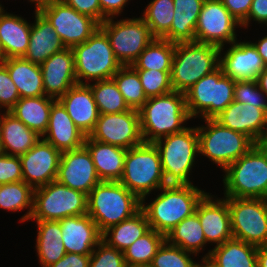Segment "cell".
Returning <instances> with one entry per match:
<instances>
[{
  "label": "cell",
  "instance_id": "cell-4",
  "mask_svg": "<svg viewBox=\"0 0 267 267\" xmlns=\"http://www.w3.org/2000/svg\"><path fill=\"white\" fill-rule=\"evenodd\" d=\"M224 173L225 197L267 199V150L258 144Z\"/></svg>",
  "mask_w": 267,
  "mask_h": 267
},
{
  "label": "cell",
  "instance_id": "cell-3",
  "mask_svg": "<svg viewBox=\"0 0 267 267\" xmlns=\"http://www.w3.org/2000/svg\"><path fill=\"white\" fill-rule=\"evenodd\" d=\"M141 209V200L119 181H100L87 196V214L101 233Z\"/></svg>",
  "mask_w": 267,
  "mask_h": 267
},
{
  "label": "cell",
  "instance_id": "cell-9",
  "mask_svg": "<svg viewBox=\"0 0 267 267\" xmlns=\"http://www.w3.org/2000/svg\"><path fill=\"white\" fill-rule=\"evenodd\" d=\"M235 80L223 74L219 67L202 77L185 92L186 107L192 118L214 119L234 101Z\"/></svg>",
  "mask_w": 267,
  "mask_h": 267
},
{
  "label": "cell",
  "instance_id": "cell-18",
  "mask_svg": "<svg viewBox=\"0 0 267 267\" xmlns=\"http://www.w3.org/2000/svg\"><path fill=\"white\" fill-rule=\"evenodd\" d=\"M56 181L87 196L101 181L85 146L61 154Z\"/></svg>",
  "mask_w": 267,
  "mask_h": 267
},
{
  "label": "cell",
  "instance_id": "cell-24",
  "mask_svg": "<svg viewBox=\"0 0 267 267\" xmlns=\"http://www.w3.org/2000/svg\"><path fill=\"white\" fill-rule=\"evenodd\" d=\"M41 138L63 153L83 147L86 135L74 124L62 103L56 100L50 109L47 130Z\"/></svg>",
  "mask_w": 267,
  "mask_h": 267
},
{
  "label": "cell",
  "instance_id": "cell-5",
  "mask_svg": "<svg viewBox=\"0 0 267 267\" xmlns=\"http://www.w3.org/2000/svg\"><path fill=\"white\" fill-rule=\"evenodd\" d=\"M119 182L135 194L141 203H145L146 196L152 190L167 185L160 154L154 143L143 142L127 150Z\"/></svg>",
  "mask_w": 267,
  "mask_h": 267
},
{
  "label": "cell",
  "instance_id": "cell-31",
  "mask_svg": "<svg viewBox=\"0 0 267 267\" xmlns=\"http://www.w3.org/2000/svg\"><path fill=\"white\" fill-rule=\"evenodd\" d=\"M257 248L232 238L209 250L204 258L216 267H257Z\"/></svg>",
  "mask_w": 267,
  "mask_h": 267
},
{
  "label": "cell",
  "instance_id": "cell-34",
  "mask_svg": "<svg viewBox=\"0 0 267 267\" xmlns=\"http://www.w3.org/2000/svg\"><path fill=\"white\" fill-rule=\"evenodd\" d=\"M37 224L36 251L42 267L56 263L65 254L60 221L35 220Z\"/></svg>",
  "mask_w": 267,
  "mask_h": 267
},
{
  "label": "cell",
  "instance_id": "cell-55",
  "mask_svg": "<svg viewBox=\"0 0 267 267\" xmlns=\"http://www.w3.org/2000/svg\"><path fill=\"white\" fill-rule=\"evenodd\" d=\"M257 267H267V245L257 248Z\"/></svg>",
  "mask_w": 267,
  "mask_h": 267
},
{
  "label": "cell",
  "instance_id": "cell-2",
  "mask_svg": "<svg viewBox=\"0 0 267 267\" xmlns=\"http://www.w3.org/2000/svg\"><path fill=\"white\" fill-rule=\"evenodd\" d=\"M138 112L142 137L147 143L183 131L186 128L184 123L191 119L185 94L176 91L148 98Z\"/></svg>",
  "mask_w": 267,
  "mask_h": 267
},
{
  "label": "cell",
  "instance_id": "cell-43",
  "mask_svg": "<svg viewBox=\"0 0 267 267\" xmlns=\"http://www.w3.org/2000/svg\"><path fill=\"white\" fill-rule=\"evenodd\" d=\"M194 254L189 251H185L179 246L172 245L166 240L160 246L155 256L152 259L150 267H198L199 263H196L190 257Z\"/></svg>",
  "mask_w": 267,
  "mask_h": 267
},
{
  "label": "cell",
  "instance_id": "cell-58",
  "mask_svg": "<svg viewBox=\"0 0 267 267\" xmlns=\"http://www.w3.org/2000/svg\"><path fill=\"white\" fill-rule=\"evenodd\" d=\"M260 147L264 148L267 150V122H266V127L264 130V133L261 137V139L257 143Z\"/></svg>",
  "mask_w": 267,
  "mask_h": 267
},
{
  "label": "cell",
  "instance_id": "cell-29",
  "mask_svg": "<svg viewBox=\"0 0 267 267\" xmlns=\"http://www.w3.org/2000/svg\"><path fill=\"white\" fill-rule=\"evenodd\" d=\"M2 63L17 87L20 98L45 96L40 65L23 57L6 58Z\"/></svg>",
  "mask_w": 267,
  "mask_h": 267
},
{
  "label": "cell",
  "instance_id": "cell-41",
  "mask_svg": "<svg viewBox=\"0 0 267 267\" xmlns=\"http://www.w3.org/2000/svg\"><path fill=\"white\" fill-rule=\"evenodd\" d=\"M92 91L100 114H113L130 110L113 79L87 84Z\"/></svg>",
  "mask_w": 267,
  "mask_h": 267
},
{
  "label": "cell",
  "instance_id": "cell-62",
  "mask_svg": "<svg viewBox=\"0 0 267 267\" xmlns=\"http://www.w3.org/2000/svg\"><path fill=\"white\" fill-rule=\"evenodd\" d=\"M3 153L2 147H1V140H0V154Z\"/></svg>",
  "mask_w": 267,
  "mask_h": 267
},
{
  "label": "cell",
  "instance_id": "cell-1",
  "mask_svg": "<svg viewBox=\"0 0 267 267\" xmlns=\"http://www.w3.org/2000/svg\"><path fill=\"white\" fill-rule=\"evenodd\" d=\"M147 206L141 203L150 228L168 234L178 223L192 216L198 203L207 193L192 185H166Z\"/></svg>",
  "mask_w": 267,
  "mask_h": 267
},
{
  "label": "cell",
  "instance_id": "cell-45",
  "mask_svg": "<svg viewBox=\"0 0 267 267\" xmlns=\"http://www.w3.org/2000/svg\"><path fill=\"white\" fill-rule=\"evenodd\" d=\"M98 248V249H96ZM90 255L89 267H125L123 251L109 246L101 240Z\"/></svg>",
  "mask_w": 267,
  "mask_h": 267
},
{
  "label": "cell",
  "instance_id": "cell-63",
  "mask_svg": "<svg viewBox=\"0 0 267 267\" xmlns=\"http://www.w3.org/2000/svg\"><path fill=\"white\" fill-rule=\"evenodd\" d=\"M4 9V7H2V5L0 4V12Z\"/></svg>",
  "mask_w": 267,
  "mask_h": 267
},
{
  "label": "cell",
  "instance_id": "cell-25",
  "mask_svg": "<svg viewBox=\"0 0 267 267\" xmlns=\"http://www.w3.org/2000/svg\"><path fill=\"white\" fill-rule=\"evenodd\" d=\"M58 100L66 108L74 124L89 136L100 115L91 88L87 84H76Z\"/></svg>",
  "mask_w": 267,
  "mask_h": 267
},
{
  "label": "cell",
  "instance_id": "cell-10",
  "mask_svg": "<svg viewBox=\"0 0 267 267\" xmlns=\"http://www.w3.org/2000/svg\"><path fill=\"white\" fill-rule=\"evenodd\" d=\"M197 126L199 155L202 154L225 170L245 155L255 143L246 135L221 125L215 119H205Z\"/></svg>",
  "mask_w": 267,
  "mask_h": 267
},
{
  "label": "cell",
  "instance_id": "cell-42",
  "mask_svg": "<svg viewBox=\"0 0 267 267\" xmlns=\"http://www.w3.org/2000/svg\"><path fill=\"white\" fill-rule=\"evenodd\" d=\"M130 109L139 110L147 101L139 75L131 66H122L112 77Z\"/></svg>",
  "mask_w": 267,
  "mask_h": 267
},
{
  "label": "cell",
  "instance_id": "cell-33",
  "mask_svg": "<svg viewBox=\"0 0 267 267\" xmlns=\"http://www.w3.org/2000/svg\"><path fill=\"white\" fill-rule=\"evenodd\" d=\"M174 15L170 28L171 43L195 42V28L204 0H173Z\"/></svg>",
  "mask_w": 267,
  "mask_h": 267
},
{
  "label": "cell",
  "instance_id": "cell-51",
  "mask_svg": "<svg viewBox=\"0 0 267 267\" xmlns=\"http://www.w3.org/2000/svg\"><path fill=\"white\" fill-rule=\"evenodd\" d=\"M251 19L261 24L267 23V0H253L248 16L241 26L247 28Z\"/></svg>",
  "mask_w": 267,
  "mask_h": 267
},
{
  "label": "cell",
  "instance_id": "cell-30",
  "mask_svg": "<svg viewBox=\"0 0 267 267\" xmlns=\"http://www.w3.org/2000/svg\"><path fill=\"white\" fill-rule=\"evenodd\" d=\"M31 24L20 16L0 12V42L5 58L23 57L27 52Z\"/></svg>",
  "mask_w": 267,
  "mask_h": 267
},
{
  "label": "cell",
  "instance_id": "cell-22",
  "mask_svg": "<svg viewBox=\"0 0 267 267\" xmlns=\"http://www.w3.org/2000/svg\"><path fill=\"white\" fill-rule=\"evenodd\" d=\"M214 119L221 125L248 136L257 144L266 127L267 109L233 101Z\"/></svg>",
  "mask_w": 267,
  "mask_h": 267
},
{
  "label": "cell",
  "instance_id": "cell-8",
  "mask_svg": "<svg viewBox=\"0 0 267 267\" xmlns=\"http://www.w3.org/2000/svg\"><path fill=\"white\" fill-rule=\"evenodd\" d=\"M72 49L78 84L112 79L122 67L111 48L109 37L100 27L85 42Z\"/></svg>",
  "mask_w": 267,
  "mask_h": 267
},
{
  "label": "cell",
  "instance_id": "cell-35",
  "mask_svg": "<svg viewBox=\"0 0 267 267\" xmlns=\"http://www.w3.org/2000/svg\"><path fill=\"white\" fill-rule=\"evenodd\" d=\"M150 229L147 217L140 209L130 218L105 230L102 233V240L109 246L124 251Z\"/></svg>",
  "mask_w": 267,
  "mask_h": 267
},
{
  "label": "cell",
  "instance_id": "cell-17",
  "mask_svg": "<svg viewBox=\"0 0 267 267\" xmlns=\"http://www.w3.org/2000/svg\"><path fill=\"white\" fill-rule=\"evenodd\" d=\"M61 152L43 138L20 155L23 181L33 189L56 181Z\"/></svg>",
  "mask_w": 267,
  "mask_h": 267
},
{
  "label": "cell",
  "instance_id": "cell-11",
  "mask_svg": "<svg viewBox=\"0 0 267 267\" xmlns=\"http://www.w3.org/2000/svg\"><path fill=\"white\" fill-rule=\"evenodd\" d=\"M87 214V195L57 181L34 189L29 220L59 221Z\"/></svg>",
  "mask_w": 267,
  "mask_h": 267
},
{
  "label": "cell",
  "instance_id": "cell-26",
  "mask_svg": "<svg viewBox=\"0 0 267 267\" xmlns=\"http://www.w3.org/2000/svg\"><path fill=\"white\" fill-rule=\"evenodd\" d=\"M59 35L52 24L39 12L35 10V22L31 24L29 45L23 56L31 63L41 65L54 53L63 50Z\"/></svg>",
  "mask_w": 267,
  "mask_h": 267
},
{
  "label": "cell",
  "instance_id": "cell-54",
  "mask_svg": "<svg viewBox=\"0 0 267 267\" xmlns=\"http://www.w3.org/2000/svg\"><path fill=\"white\" fill-rule=\"evenodd\" d=\"M253 44L258 50V53L262 57L263 63L267 68V35Z\"/></svg>",
  "mask_w": 267,
  "mask_h": 267
},
{
  "label": "cell",
  "instance_id": "cell-19",
  "mask_svg": "<svg viewBox=\"0 0 267 267\" xmlns=\"http://www.w3.org/2000/svg\"><path fill=\"white\" fill-rule=\"evenodd\" d=\"M230 48L223 53L220 49V64L223 74L235 81L257 80L265 69L262 57L252 42H237L230 44Z\"/></svg>",
  "mask_w": 267,
  "mask_h": 267
},
{
  "label": "cell",
  "instance_id": "cell-46",
  "mask_svg": "<svg viewBox=\"0 0 267 267\" xmlns=\"http://www.w3.org/2000/svg\"><path fill=\"white\" fill-rule=\"evenodd\" d=\"M266 95L261 91L257 80L236 81L234 86V101L255 105L267 109Z\"/></svg>",
  "mask_w": 267,
  "mask_h": 267
},
{
  "label": "cell",
  "instance_id": "cell-61",
  "mask_svg": "<svg viewBox=\"0 0 267 267\" xmlns=\"http://www.w3.org/2000/svg\"><path fill=\"white\" fill-rule=\"evenodd\" d=\"M125 267H150V266H131V265H126Z\"/></svg>",
  "mask_w": 267,
  "mask_h": 267
},
{
  "label": "cell",
  "instance_id": "cell-44",
  "mask_svg": "<svg viewBox=\"0 0 267 267\" xmlns=\"http://www.w3.org/2000/svg\"><path fill=\"white\" fill-rule=\"evenodd\" d=\"M144 93L148 98L162 96L173 90L171 84V71L136 70Z\"/></svg>",
  "mask_w": 267,
  "mask_h": 267
},
{
  "label": "cell",
  "instance_id": "cell-15",
  "mask_svg": "<svg viewBox=\"0 0 267 267\" xmlns=\"http://www.w3.org/2000/svg\"><path fill=\"white\" fill-rule=\"evenodd\" d=\"M238 25L241 26L221 0H204L195 28V42L224 48L226 43L236 41Z\"/></svg>",
  "mask_w": 267,
  "mask_h": 267
},
{
  "label": "cell",
  "instance_id": "cell-57",
  "mask_svg": "<svg viewBox=\"0 0 267 267\" xmlns=\"http://www.w3.org/2000/svg\"><path fill=\"white\" fill-rule=\"evenodd\" d=\"M30 2H34L35 4V10L38 11L40 8L47 6L49 4L54 3L55 1H59V0H29Z\"/></svg>",
  "mask_w": 267,
  "mask_h": 267
},
{
  "label": "cell",
  "instance_id": "cell-39",
  "mask_svg": "<svg viewBox=\"0 0 267 267\" xmlns=\"http://www.w3.org/2000/svg\"><path fill=\"white\" fill-rule=\"evenodd\" d=\"M141 18L150 26L155 38L170 41V28L173 22L174 1L152 0Z\"/></svg>",
  "mask_w": 267,
  "mask_h": 267
},
{
  "label": "cell",
  "instance_id": "cell-14",
  "mask_svg": "<svg viewBox=\"0 0 267 267\" xmlns=\"http://www.w3.org/2000/svg\"><path fill=\"white\" fill-rule=\"evenodd\" d=\"M38 11L52 24L65 48L85 42L100 27L95 19L77 12L63 0Z\"/></svg>",
  "mask_w": 267,
  "mask_h": 267
},
{
  "label": "cell",
  "instance_id": "cell-50",
  "mask_svg": "<svg viewBox=\"0 0 267 267\" xmlns=\"http://www.w3.org/2000/svg\"><path fill=\"white\" fill-rule=\"evenodd\" d=\"M223 5L228 9L230 14L242 24L249 13L253 0H221Z\"/></svg>",
  "mask_w": 267,
  "mask_h": 267
},
{
  "label": "cell",
  "instance_id": "cell-16",
  "mask_svg": "<svg viewBox=\"0 0 267 267\" xmlns=\"http://www.w3.org/2000/svg\"><path fill=\"white\" fill-rule=\"evenodd\" d=\"M93 140L128 150L144 142L139 112L130 109L113 114H100L94 130L89 134Z\"/></svg>",
  "mask_w": 267,
  "mask_h": 267
},
{
  "label": "cell",
  "instance_id": "cell-36",
  "mask_svg": "<svg viewBox=\"0 0 267 267\" xmlns=\"http://www.w3.org/2000/svg\"><path fill=\"white\" fill-rule=\"evenodd\" d=\"M168 243L179 246L185 251L194 253V256L206 245V238L202 225L196 213L178 223L165 236Z\"/></svg>",
  "mask_w": 267,
  "mask_h": 267
},
{
  "label": "cell",
  "instance_id": "cell-48",
  "mask_svg": "<svg viewBox=\"0 0 267 267\" xmlns=\"http://www.w3.org/2000/svg\"><path fill=\"white\" fill-rule=\"evenodd\" d=\"M23 181L19 156L0 154V185Z\"/></svg>",
  "mask_w": 267,
  "mask_h": 267
},
{
  "label": "cell",
  "instance_id": "cell-38",
  "mask_svg": "<svg viewBox=\"0 0 267 267\" xmlns=\"http://www.w3.org/2000/svg\"><path fill=\"white\" fill-rule=\"evenodd\" d=\"M34 189L24 181L0 185V208L8 211H21L28 208L21 222L28 221L33 211Z\"/></svg>",
  "mask_w": 267,
  "mask_h": 267
},
{
  "label": "cell",
  "instance_id": "cell-49",
  "mask_svg": "<svg viewBox=\"0 0 267 267\" xmlns=\"http://www.w3.org/2000/svg\"><path fill=\"white\" fill-rule=\"evenodd\" d=\"M77 12L90 16L99 24L102 23V12L99 0H63Z\"/></svg>",
  "mask_w": 267,
  "mask_h": 267
},
{
  "label": "cell",
  "instance_id": "cell-27",
  "mask_svg": "<svg viewBox=\"0 0 267 267\" xmlns=\"http://www.w3.org/2000/svg\"><path fill=\"white\" fill-rule=\"evenodd\" d=\"M84 146L91 154L101 181H119L121 179L126 149L93 140L89 136H86Z\"/></svg>",
  "mask_w": 267,
  "mask_h": 267
},
{
  "label": "cell",
  "instance_id": "cell-56",
  "mask_svg": "<svg viewBox=\"0 0 267 267\" xmlns=\"http://www.w3.org/2000/svg\"><path fill=\"white\" fill-rule=\"evenodd\" d=\"M257 83L261 89V91L266 95L267 98V68L258 75Z\"/></svg>",
  "mask_w": 267,
  "mask_h": 267
},
{
  "label": "cell",
  "instance_id": "cell-20",
  "mask_svg": "<svg viewBox=\"0 0 267 267\" xmlns=\"http://www.w3.org/2000/svg\"><path fill=\"white\" fill-rule=\"evenodd\" d=\"M195 213L202 225L206 243H215L218 246L233 238L226 197L213 200L211 194L206 193L198 203Z\"/></svg>",
  "mask_w": 267,
  "mask_h": 267
},
{
  "label": "cell",
  "instance_id": "cell-37",
  "mask_svg": "<svg viewBox=\"0 0 267 267\" xmlns=\"http://www.w3.org/2000/svg\"><path fill=\"white\" fill-rule=\"evenodd\" d=\"M175 43L155 38L131 65L135 70L171 71Z\"/></svg>",
  "mask_w": 267,
  "mask_h": 267
},
{
  "label": "cell",
  "instance_id": "cell-28",
  "mask_svg": "<svg viewBox=\"0 0 267 267\" xmlns=\"http://www.w3.org/2000/svg\"><path fill=\"white\" fill-rule=\"evenodd\" d=\"M40 138L41 136L28 128L9 111H4L0 116V140L3 153L13 156L23 155Z\"/></svg>",
  "mask_w": 267,
  "mask_h": 267
},
{
  "label": "cell",
  "instance_id": "cell-23",
  "mask_svg": "<svg viewBox=\"0 0 267 267\" xmlns=\"http://www.w3.org/2000/svg\"><path fill=\"white\" fill-rule=\"evenodd\" d=\"M66 253L91 255L102 240V233L88 214L59 220Z\"/></svg>",
  "mask_w": 267,
  "mask_h": 267
},
{
  "label": "cell",
  "instance_id": "cell-60",
  "mask_svg": "<svg viewBox=\"0 0 267 267\" xmlns=\"http://www.w3.org/2000/svg\"><path fill=\"white\" fill-rule=\"evenodd\" d=\"M5 53L3 51V48H2V45H1V42H0V63H2L4 60H5Z\"/></svg>",
  "mask_w": 267,
  "mask_h": 267
},
{
  "label": "cell",
  "instance_id": "cell-47",
  "mask_svg": "<svg viewBox=\"0 0 267 267\" xmlns=\"http://www.w3.org/2000/svg\"><path fill=\"white\" fill-rule=\"evenodd\" d=\"M19 99V92L6 66L0 63V110L4 107L6 111H9Z\"/></svg>",
  "mask_w": 267,
  "mask_h": 267
},
{
  "label": "cell",
  "instance_id": "cell-32",
  "mask_svg": "<svg viewBox=\"0 0 267 267\" xmlns=\"http://www.w3.org/2000/svg\"><path fill=\"white\" fill-rule=\"evenodd\" d=\"M56 100L46 95L20 98L9 112L42 137L48 127L50 109Z\"/></svg>",
  "mask_w": 267,
  "mask_h": 267
},
{
  "label": "cell",
  "instance_id": "cell-6",
  "mask_svg": "<svg viewBox=\"0 0 267 267\" xmlns=\"http://www.w3.org/2000/svg\"><path fill=\"white\" fill-rule=\"evenodd\" d=\"M220 49L198 42L176 43L170 73L173 90L185 94L202 77L218 69Z\"/></svg>",
  "mask_w": 267,
  "mask_h": 267
},
{
  "label": "cell",
  "instance_id": "cell-13",
  "mask_svg": "<svg viewBox=\"0 0 267 267\" xmlns=\"http://www.w3.org/2000/svg\"><path fill=\"white\" fill-rule=\"evenodd\" d=\"M235 239L256 247L267 245V199L226 197Z\"/></svg>",
  "mask_w": 267,
  "mask_h": 267
},
{
  "label": "cell",
  "instance_id": "cell-7",
  "mask_svg": "<svg viewBox=\"0 0 267 267\" xmlns=\"http://www.w3.org/2000/svg\"><path fill=\"white\" fill-rule=\"evenodd\" d=\"M164 139V140H163ZM167 185H192L189 180L193 163L199 154L197 127H186L154 142Z\"/></svg>",
  "mask_w": 267,
  "mask_h": 267
},
{
  "label": "cell",
  "instance_id": "cell-21",
  "mask_svg": "<svg viewBox=\"0 0 267 267\" xmlns=\"http://www.w3.org/2000/svg\"><path fill=\"white\" fill-rule=\"evenodd\" d=\"M43 86L46 96L59 99L71 87L78 84L75 74L74 52L64 48L54 53L41 65Z\"/></svg>",
  "mask_w": 267,
  "mask_h": 267
},
{
  "label": "cell",
  "instance_id": "cell-52",
  "mask_svg": "<svg viewBox=\"0 0 267 267\" xmlns=\"http://www.w3.org/2000/svg\"><path fill=\"white\" fill-rule=\"evenodd\" d=\"M90 255H80L76 253H66L56 263L48 267H89Z\"/></svg>",
  "mask_w": 267,
  "mask_h": 267
},
{
  "label": "cell",
  "instance_id": "cell-40",
  "mask_svg": "<svg viewBox=\"0 0 267 267\" xmlns=\"http://www.w3.org/2000/svg\"><path fill=\"white\" fill-rule=\"evenodd\" d=\"M165 240L164 234L150 229L123 251L126 265L149 266Z\"/></svg>",
  "mask_w": 267,
  "mask_h": 267
},
{
  "label": "cell",
  "instance_id": "cell-53",
  "mask_svg": "<svg viewBox=\"0 0 267 267\" xmlns=\"http://www.w3.org/2000/svg\"><path fill=\"white\" fill-rule=\"evenodd\" d=\"M102 22L108 18H114V16L121 14L124 6H126L128 0H99Z\"/></svg>",
  "mask_w": 267,
  "mask_h": 267
},
{
  "label": "cell",
  "instance_id": "cell-59",
  "mask_svg": "<svg viewBox=\"0 0 267 267\" xmlns=\"http://www.w3.org/2000/svg\"><path fill=\"white\" fill-rule=\"evenodd\" d=\"M201 262L202 264H198V267H216L207 258L203 257Z\"/></svg>",
  "mask_w": 267,
  "mask_h": 267
},
{
  "label": "cell",
  "instance_id": "cell-12",
  "mask_svg": "<svg viewBox=\"0 0 267 267\" xmlns=\"http://www.w3.org/2000/svg\"><path fill=\"white\" fill-rule=\"evenodd\" d=\"M100 28L109 37L111 48L122 66L132 65L144 49L155 39L150 26L141 18H108Z\"/></svg>",
  "mask_w": 267,
  "mask_h": 267
}]
</instances>
